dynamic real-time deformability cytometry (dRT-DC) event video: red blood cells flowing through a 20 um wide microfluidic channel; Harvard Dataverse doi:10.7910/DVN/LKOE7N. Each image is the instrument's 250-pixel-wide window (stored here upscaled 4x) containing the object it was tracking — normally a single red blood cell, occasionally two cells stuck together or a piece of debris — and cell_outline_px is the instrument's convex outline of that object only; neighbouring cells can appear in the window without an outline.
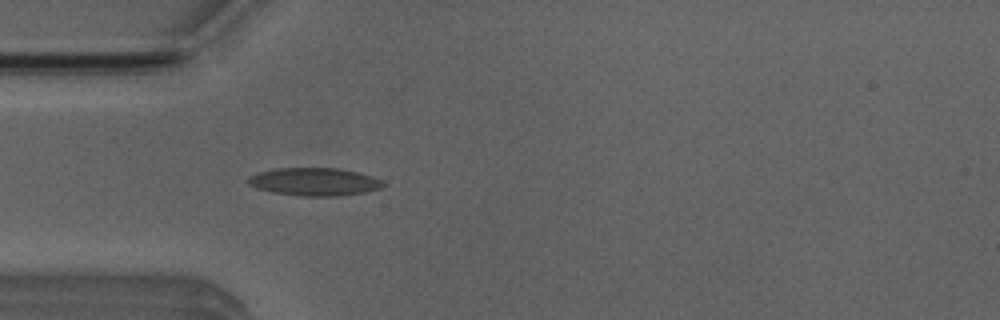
{"species": "Egyptian fruit bat (a non-hibernating species)", "species_latin": "Rousettus aegyptiacus", "temperature_condition": "room temperature", "stored_images_in_passage": 4, "camera_frame_rate_fps": 3000, "um_per_image_px": 0.085, "animal": {"sex": "male"}, "frame": {"image": 1, "passage_image": 4, "time_ms": 4.333, "image_size_px": [1000, 320], "cell_outline_px": [[384, 184], [380, 188], [364, 192], [340, 196], [300, 196], [272, 192], [256, 188], [248, 184], [248, 176], [260, 172], [276, 168], [336, 168], [356, 172], [372, 176], [380, 180]], "centroid_in_image_um": [26.68, 15.45], "position_along_channel_um": 58.3, "area_um2": 21.79}}